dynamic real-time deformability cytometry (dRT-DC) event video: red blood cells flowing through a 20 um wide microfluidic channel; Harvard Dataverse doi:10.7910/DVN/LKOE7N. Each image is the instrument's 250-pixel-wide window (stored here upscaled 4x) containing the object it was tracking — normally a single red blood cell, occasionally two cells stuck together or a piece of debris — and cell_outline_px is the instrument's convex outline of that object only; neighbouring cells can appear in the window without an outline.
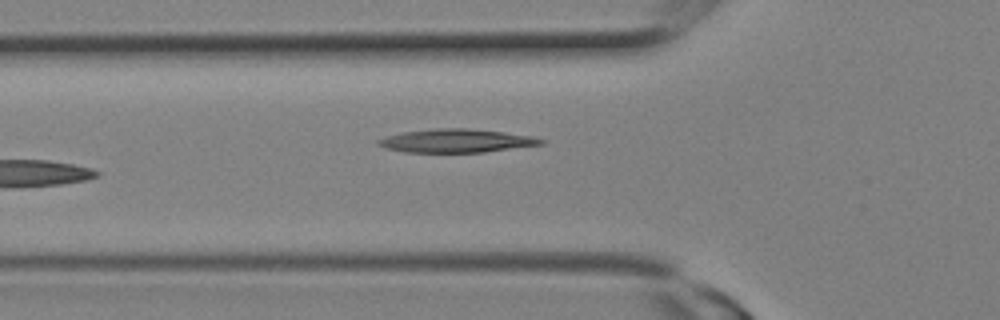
{"species": "Egyptian fruit bat (a non-hibernating species)", "species_latin": "Rousettus aegyptiacus", "temperature_condition": "room temperature", "stored_images_in_passage": 10, "camera_frame_rate_fps": 3000, "um_per_image_px": 0.085, "animal": {"sex": "female"}, "frame": {"image": 1, "passage_image": 10, "time_ms": 3.0, "image_size_px": [1000, 320], "cell_outline_px": [[544, 144], [484, 152], [404, 152], [388, 148], [376, 144], [376, 140], [388, 136], [404, 132], [436, 128], [468, 128], [504, 132], [532, 136], [544, 140]], "centroid_in_image_um": [38.8, 11.96], "position_along_channel_um": 87.0, "area_um2": 22.02}}